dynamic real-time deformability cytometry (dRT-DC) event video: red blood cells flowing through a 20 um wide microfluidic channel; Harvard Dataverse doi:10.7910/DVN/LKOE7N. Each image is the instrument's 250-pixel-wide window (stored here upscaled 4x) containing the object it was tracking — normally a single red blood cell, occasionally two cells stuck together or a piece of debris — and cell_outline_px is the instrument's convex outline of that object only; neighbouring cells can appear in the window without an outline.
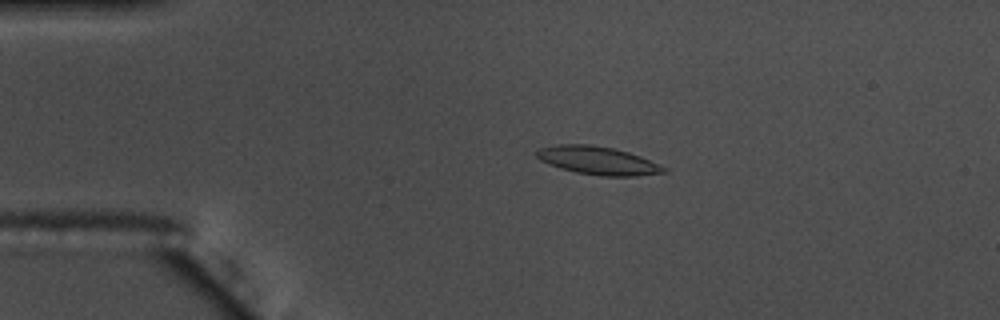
{"species": "common noctule bat (a hibernating species)", "species_latin": "Nyctalus noctula", "temperature_condition": "warm", "stored_images_in_passage": 56, "camera_frame_rate_fps": 3000, "um_per_image_px": 0.085, "animal": {"sex": "male", "body_mass_g": 17.5, "forearm_length_mm": 52.3}, "frame": {"image": 1, "passage_image": 12, "time_ms": 3.667, "image_size_px": [1000, 320], "cell_outline_px": [[668, 172], [636, 176], [604, 176], [576, 172], [560, 168], [548, 164], [540, 160], [536, 156], [536, 148], [556, 144], [588, 144], [612, 148], [628, 152], [640, 156], [668, 168]], "centroid_in_image_um": [50.8, 13.64], "position_along_channel_um": 34.2, "area_um2": 20.92}}
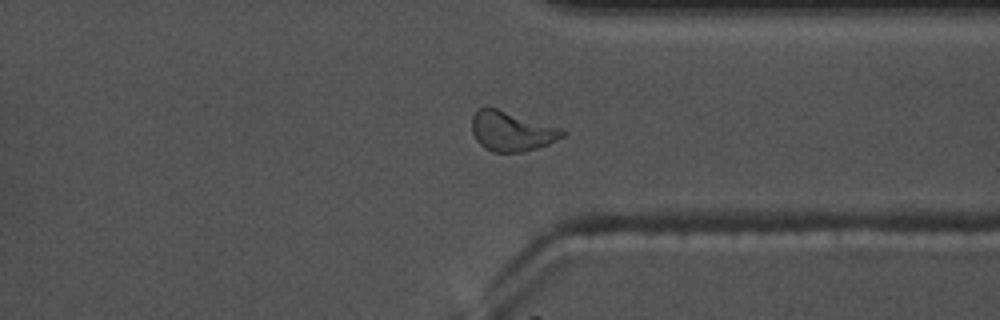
{"frame": {"image": 2, "passage_image": 43, "time_ms": 14.0, "image_size_px": [1000, 320], "cell_outline_px": [[564, 136], [548, 144], [524, 152], [492, 152], [484, 148], [476, 140], [472, 132], [472, 116], [476, 108], [496, 108], [560, 128], [564, 132]], "centroid_in_image_um": [43.43, 11.16], "position_along_channel_um": 368.0, "area_um2": 20.75}}
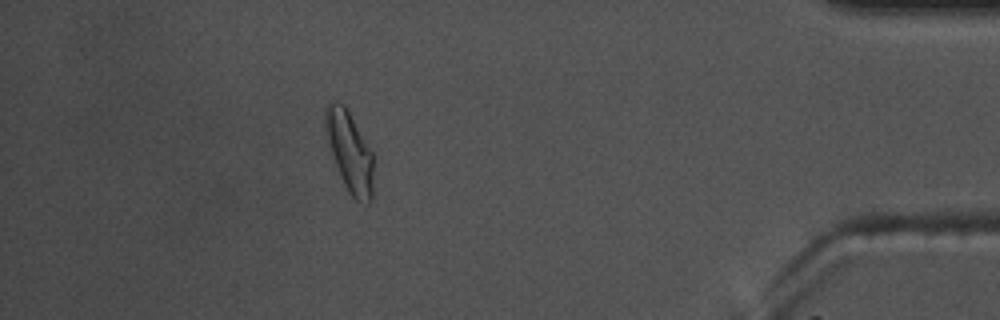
{"frame": {"image": 3, "passage_image": 50, "time_ms": 16.333, "image_size_px": [1000, 320], "cell_outline_px": [[372, 200], [368, 204], [360, 204], [352, 196], [344, 184], [340, 176], [332, 152], [324, 124], [324, 108], [328, 100], [336, 100], [344, 104], [348, 108], [372, 152]], "centroid_in_image_um": [29.71, 12.83], "position_along_channel_um": 405.5, "area_um2": 22.54}, "authors_computed_cell_mechanics": {"area_um2": 19.9699, "velocity_mm_per_s": 3.653, "shape_relaxation_time_tau1_ms": 4.5159, "shape_relaxation_time_tau2_ms": 2.6071, "deformation_change_tau1": 0.1549, "deformation_change_tau2": 0.1039}}